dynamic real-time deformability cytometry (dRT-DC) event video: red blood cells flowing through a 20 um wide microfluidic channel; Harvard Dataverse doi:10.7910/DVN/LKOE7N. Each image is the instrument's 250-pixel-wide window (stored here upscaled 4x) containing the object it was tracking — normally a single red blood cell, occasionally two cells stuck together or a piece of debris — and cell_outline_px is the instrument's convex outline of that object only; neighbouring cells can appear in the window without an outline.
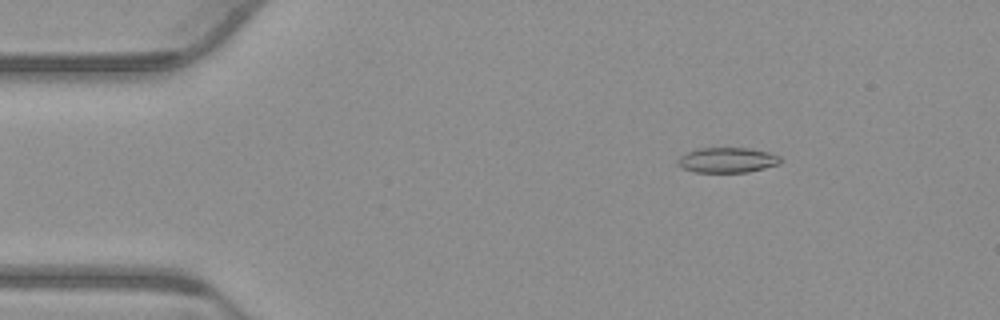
{"species": "common noctule bat (a hibernating species)", "species_latin": "Nyctalus noctula", "temperature_condition": "warm", "stored_images_in_passage": 55, "camera_frame_rate_fps": 3000, "um_per_image_px": 0.085, "animal": {"sex": "male", "body_mass_g": 23.1, "forearm_length_mm": 52.7}, "frame": {"image": 1, "passage_image": 7, "time_ms": 2.0, "image_size_px": [1000, 320], "cell_outline_px": [[784, 160], [780, 164], [748, 172], [696, 172], [680, 168], [676, 164], [676, 160], [680, 156], [688, 152], [700, 148], [748, 148], [768, 152], [780, 156]], "centroid_in_image_um": [61.82, 13.61], "position_along_channel_um": 23.2, "area_um2": 15.2}}
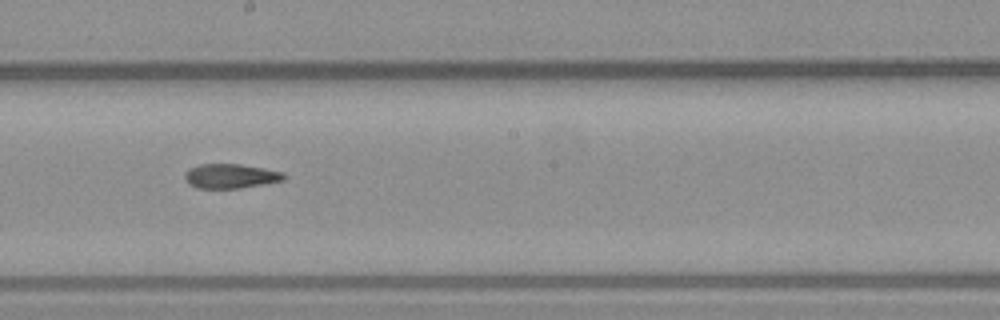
{"frame": {"image": 2, "passage_image": 29, "time_ms": 9.333, "image_size_px": [1000, 320], "cell_outline_px": [[284, 180], [240, 188], [196, 188], [188, 184], [184, 176], [184, 172], [188, 168], [200, 164], [240, 164], [264, 168], [284, 172]], "centroid_in_image_um": [19.55, 14.96], "position_along_channel_um": 228.6, "area_um2": 14.16}}
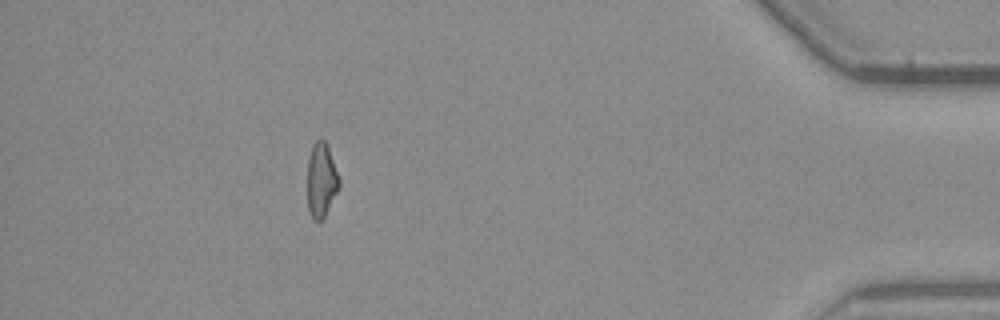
{"frame": {"image": 3, "passage_image": 48, "time_ms": 15.667, "image_size_px": [1000, 320], "cell_outline_px": [[340, 188], [324, 216], [320, 220], [312, 220], [308, 208], [308, 156], [312, 144], [316, 140], [324, 140], [328, 148], [340, 180]], "centroid_in_image_um": [27.31, 15.31], "position_along_channel_um": 407.9, "area_um2": 13.64}, "authors_computed_cell_mechanics": {"area_um2": 14.739, "velocity_mm_per_s": 3.7628, "shape_relaxation_time_tau1_ms": null, "shape_relaxation_time_tau2_ms": 4.0639, "deformation_change_tau1": null, "deformation_change_tau2": 0.1223}}